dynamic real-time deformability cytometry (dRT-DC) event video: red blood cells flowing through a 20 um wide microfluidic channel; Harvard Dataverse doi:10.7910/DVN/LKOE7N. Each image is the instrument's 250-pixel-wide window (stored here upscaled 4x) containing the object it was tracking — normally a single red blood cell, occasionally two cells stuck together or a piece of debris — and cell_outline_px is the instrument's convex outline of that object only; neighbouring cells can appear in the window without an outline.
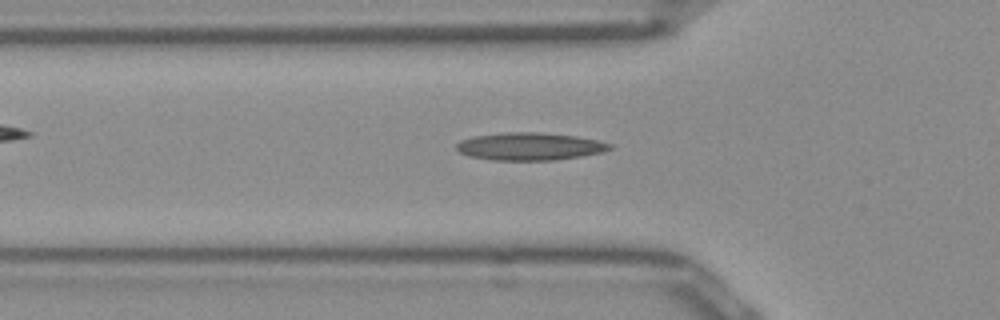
{"species": "Egyptian fruit bat (a non-hibernating species)", "species_latin": "Rousettus aegyptiacus", "temperature_condition": "room temperature", "stored_images_in_passage": 36, "camera_frame_rate_fps": 3000, "um_per_image_px": 0.085, "frame": {"image": 1, "passage_image": 8, "time_ms": 2.333, "image_size_px": [1000, 320], "cell_outline_px": [[612, 148], [600, 152], [580, 156], [556, 160], [488, 160], [468, 156], [460, 152], [456, 148], [456, 144], [460, 140], [476, 136], [508, 132], [536, 132], [576, 136], [596, 140], [612, 144]], "centroid_in_image_um": [44.99, 12.45], "position_along_channel_um": 80.8, "area_um2": 24.51}}
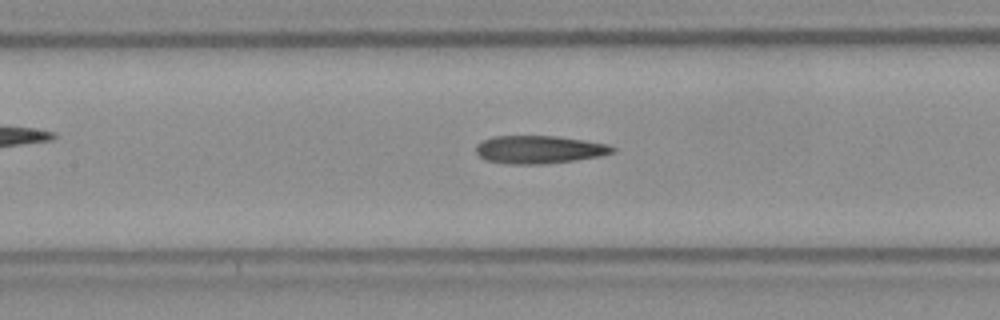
{"frame": {"image": 2, "passage_image": 14, "time_ms": 4.333, "image_size_px": [1000, 320], "cell_outline_px": [[616, 152], [600, 156], [544, 164], [508, 164], [484, 160], [476, 152], [476, 144], [492, 136], [552, 136], [608, 144], [616, 148]], "centroid_in_image_um": [45.8, 12.72], "position_along_channel_um": 161.6, "area_um2": 22.08}}
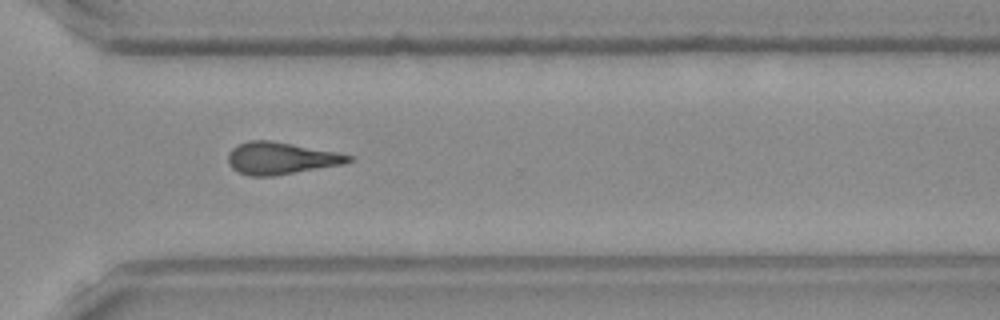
{"frame": {"image": 3, "passage_image": 28, "time_ms": 9.0, "image_size_px": [1000, 320], "cell_outline_px": [[352, 160], [344, 164], [272, 176], [248, 176], [232, 168], [228, 164], [228, 152], [232, 148], [248, 140], [268, 140], [336, 152], [352, 156]], "centroid_in_image_um": [23.83, 13.45], "position_along_channel_um": 346.8, "area_um2": 22.25}, "authors_computed_cell_mechanics": {"area_um2": 21.9062, "velocity_mm_per_s": 3.971, "shape_relaxation_time_tau1_ms": null, "shape_relaxation_time_tau2_ms": 2.4593, "deformation_change_tau1": null, "deformation_change_tau2": 0.135}}